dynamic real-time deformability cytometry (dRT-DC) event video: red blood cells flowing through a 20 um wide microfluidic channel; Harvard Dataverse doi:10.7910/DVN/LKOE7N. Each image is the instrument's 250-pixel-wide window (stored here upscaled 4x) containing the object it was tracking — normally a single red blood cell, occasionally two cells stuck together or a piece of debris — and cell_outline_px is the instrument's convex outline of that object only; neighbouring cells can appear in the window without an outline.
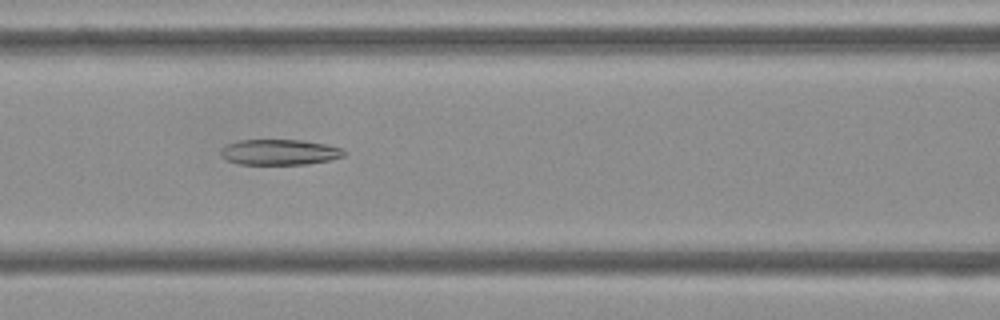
{"species": "Egyptian fruit bat (a non-hibernating species)", "species_latin": "Rousettus aegyptiacus", "temperature_condition": "cold", "stored_images_in_passage": 54, "camera_frame_rate_fps": 3000, "um_per_image_px": 0.085, "frame": {"image": 1, "passage_image": 23, "time_ms": 7.333, "image_size_px": [1000, 320], "cell_outline_px": [[348, 152], [344, 156], [332, 160], [308, 164], [240, 164], [228, 160], [220, 152], [228, 144], [240, 140], [300, 140], [324, 144], [344, 148]], "centroid_in_image_um": [23.86, 12.93], "position_along_channel_um": 142.7, "area_um2": 18.26}}
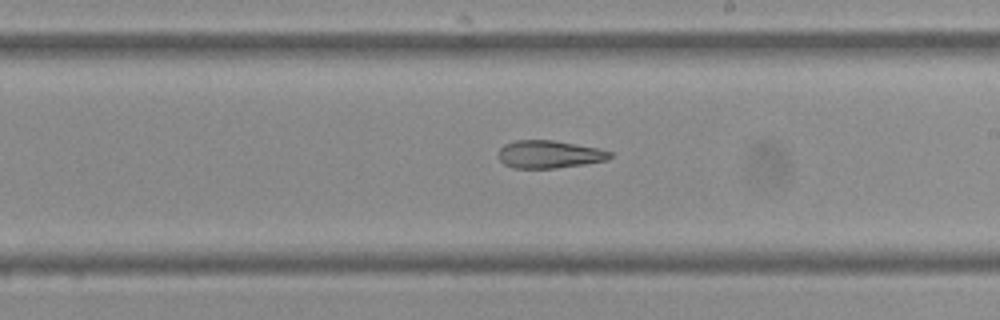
{"frame": {"image": 2, "passage_image": 31, "time_ms": 10.0, "image_size_px": [1000, 320], "cell_outline_px": [[612, 156], [608, 160], [584, 164], [556, 168], [512, 168], [504, 164], [500, 160], [500, 148], [504, 144], [516, 140], [552, 140], [600, 148], [612, 152]], "centroid_in_image_um": [46.71, 13.11], "position_along_channel_um": 242.3, "area_um2": 18.03}}
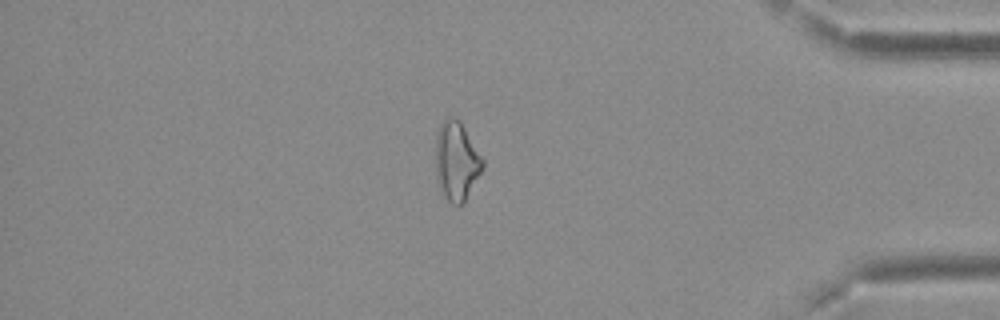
{"frame": {"image": 3, "passage_image": 46, "time_ms": 15.0, "image_size_px": [1000, 320], "cell_outline_px": [[484, 168], [464, 200], [460, 204], [452, 204], [444, 196], [436, 180], [436, 132], [440, 124], [448, 116], [456, 116], [460, 120], [484, 160]], "centroid_in_image_um": [38.79, 13.64], "position_along_channel_um": 396.4, "area_um2": 21.62}, "authors_computed_cell_mechanics": {"area_um2": 21.5594, "velocity_mm_per_s": 3.7341, "shape_relaxation_time_tau1_ms": null, "shape_relaxation_time_tau2_ms": 3.7221, "deformation_change_tau1": null, "deformation_change_tau2": 0.1461}}